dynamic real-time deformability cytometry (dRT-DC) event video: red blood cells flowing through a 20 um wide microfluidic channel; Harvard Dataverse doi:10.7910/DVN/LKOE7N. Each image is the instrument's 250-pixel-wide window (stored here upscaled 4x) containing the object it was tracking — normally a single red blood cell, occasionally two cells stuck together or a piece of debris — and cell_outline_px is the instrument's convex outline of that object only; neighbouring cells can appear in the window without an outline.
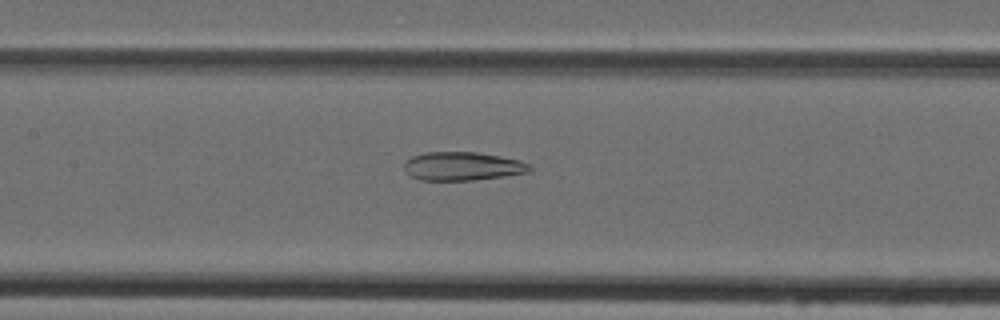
{"species": "Egyptian fruit bat (a non-hibernating species)", "species_latin": "Rousettus aegyptiacus", "temperature_condition": "cold", "stored_images_in_passage": 45, "camera_frame_rate_fps": 3000, "um_per_image_px": 0.085, "animal": {"sex": "female"}, "frame": {"image": 1, "passage_image": 21, "time_ms": 6.667, "image_size_px": [1000, 320], "cell_outline_px": [[532, 172], [504, 176], [472, 180], [420, 180], [412, 176], [404, 168], [404, 160], [412, 156], [428, 152], [476, 152], [500, 156], [520, 160], [532, 164]], "centroid_in_image_um": [39.36, 14.12], "position_along_channel_um": 168.0, "area_um2": 20.98}}
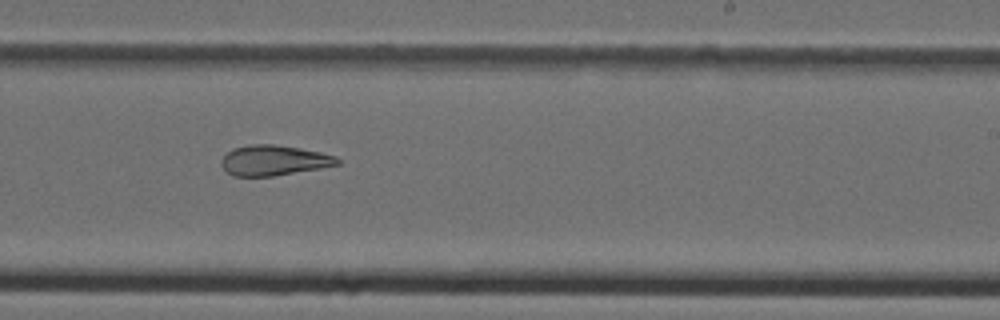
{"frame": {"image": 2, "passage_image": 28, "time_ms": 9.0, "image_size_px": [1000, 320], "cell_outline_px": [[340, 164], [320, 168], [272, 176], [232, 176], [220, 164], [220, 160], [232, 148], [252, 144], [272, 144], [300, 148], [320, 152], [336, 156], [340, 160]], "centroid_in_image_um": [23.26, 13.63], "position_along_channel_um": 265.7, "area_um2": 20.4}}
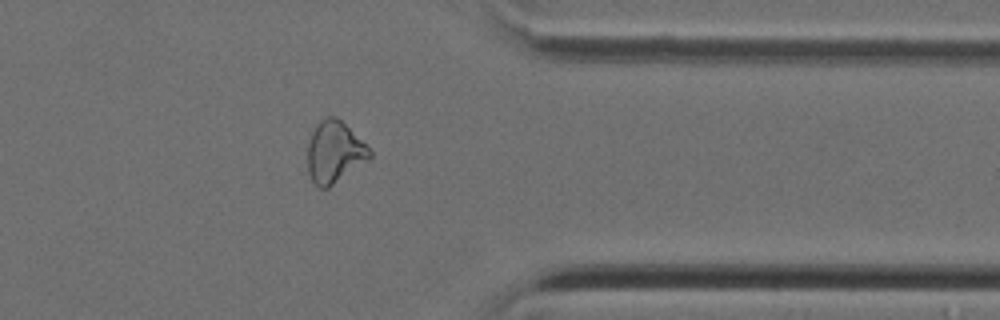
{"frame": {"image": 3, "passage_image": 37, "time_ms": 12.0, "image_size_px": [1000, 320], "cell_outline_px": [[372, 156], [328, 188], [320, 188], [312, 180], [308, 172], [308, 144], [312, 132], [320, 120], [328, 116], [336, 116], [372, 152]], "centroid_in_image_um": [28.39, 12.93], "position_along_channel_um": 383.0, "area_um2": 21.62}}